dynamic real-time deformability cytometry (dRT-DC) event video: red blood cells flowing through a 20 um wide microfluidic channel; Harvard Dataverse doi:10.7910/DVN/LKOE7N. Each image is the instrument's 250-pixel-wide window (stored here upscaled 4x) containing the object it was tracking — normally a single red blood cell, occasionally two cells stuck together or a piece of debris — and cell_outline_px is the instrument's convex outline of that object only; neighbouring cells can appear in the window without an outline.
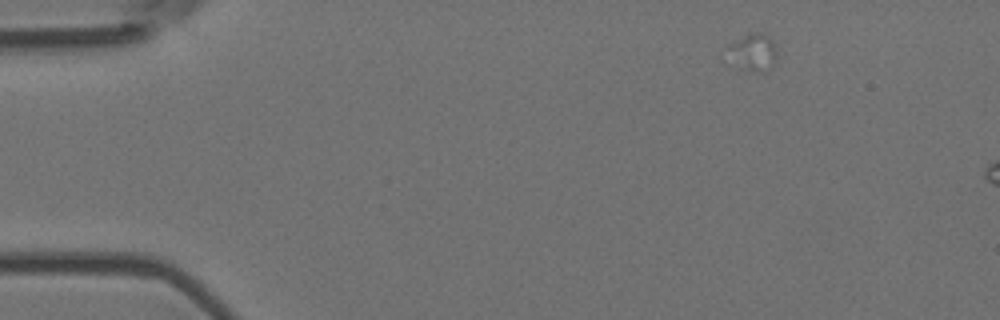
{"species": "Egyptian fruit bat (a non-hibernating species)", "species_latin": "Rousettus aegyptiacus", "temperature_condition": "room temperature", "stored_images_in_passage": 3, "camera_frame_rate_fps": 3000, "um_per_image_px": 0.085, "animal": {"sex": "female"}, "frame": {"image": 1, "passage_image": 1, "time_ms": 0.0, "image_size_px": [1000, 320], "cell_outline_px": [[776, 64], [764, 72], [760, 72], [732, 64], [720, 60], [728, 44], [752, 32], [760, 32], [768, 36], [772, 40], [776, 48]], "centroid_in_image_um": [63.9, 4.45], "position_along_channel_um": 21.1, "area_um2": 11.33}}